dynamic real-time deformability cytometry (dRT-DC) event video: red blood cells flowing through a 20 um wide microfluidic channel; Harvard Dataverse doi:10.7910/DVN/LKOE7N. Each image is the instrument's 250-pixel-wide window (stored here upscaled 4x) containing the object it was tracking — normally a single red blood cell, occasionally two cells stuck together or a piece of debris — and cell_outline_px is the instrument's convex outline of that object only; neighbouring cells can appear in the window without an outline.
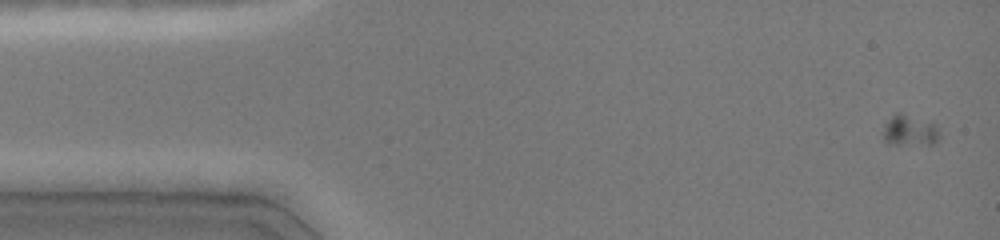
{"species": "common noctule bat (a hibernating species)", "species_latin": "Nyctalus noctula", "temperature_condition": "cold", "stored_images_in_passage": 11, "camera_frame_rate_fps": 3000, "um_per_image_px": 0.085, "animal": {"sex": "female", "body_mass_g": 19.0, "forearm_length_mm": 51.5}, "frame": {"image": 1, "passage_image": 1, "time_ms": 0.0, "image_size_px": [1000, 240], "cell_outline_px": [[940, 140], [932, 144], [888, 144], [884, 140], [884, 124], [896, 112], [900, 112], [936, 124], [940, 132]], "centroid_in_image_um": [77.36, 11.1], "position_along_channel_um": 7.6, "area_um2": 10.23}}